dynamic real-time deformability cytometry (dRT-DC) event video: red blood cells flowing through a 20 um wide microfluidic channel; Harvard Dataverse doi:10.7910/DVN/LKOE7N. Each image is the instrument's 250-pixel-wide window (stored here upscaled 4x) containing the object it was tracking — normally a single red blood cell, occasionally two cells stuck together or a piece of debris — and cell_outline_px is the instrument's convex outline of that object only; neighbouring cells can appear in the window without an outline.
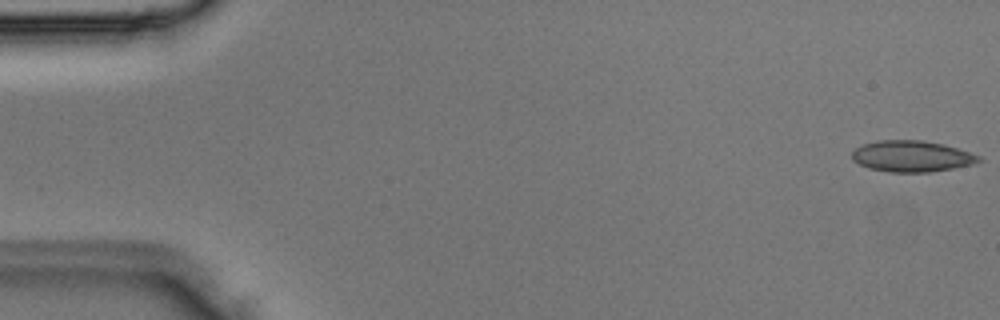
{"species": "Egyptian fruit bat (a non-hibernating species)", "species_latin": "Rousettus aegyptiacus", "temperature_condition": "room temperature", "stored_images_in_passage": 5, "camera_frame_rate_fps": 3000, "um_per_image_px": 0.085, "animal": {"sex": "male"}, "frame": {"image": 1, "passage_image": 1, "time_ms": 0.0, "image_size_px": [1000, 320], "cell_outline_px": [[984, 160], [972, 164], [952, 168], [928, 172], [888, 172], [868, 168], [852, 160], [852, 152], [856, 148], [864, 144], [880, 140], [924, 140], [944, 144], [980, 156]], "centroid_in_image_um": [77.49, 13.28], "position_along_channel_um": 7.5, "area_um2": 22.95}}